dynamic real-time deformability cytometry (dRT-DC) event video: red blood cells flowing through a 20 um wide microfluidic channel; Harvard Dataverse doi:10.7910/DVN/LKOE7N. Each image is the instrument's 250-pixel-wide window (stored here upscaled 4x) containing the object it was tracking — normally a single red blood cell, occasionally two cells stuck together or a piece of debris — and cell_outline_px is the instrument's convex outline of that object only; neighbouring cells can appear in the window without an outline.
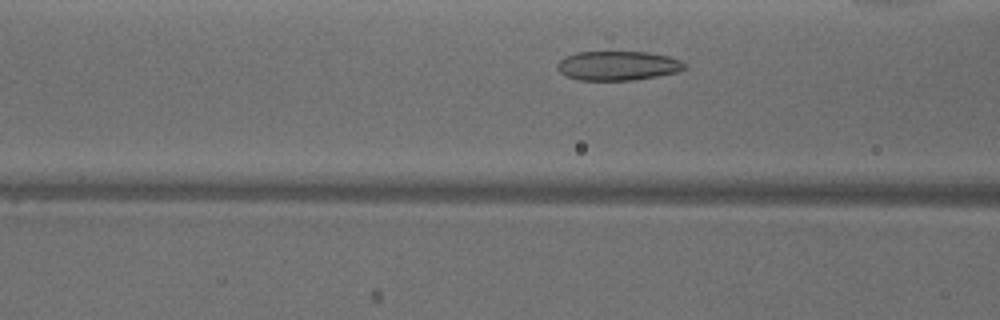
{"species": "common noctule bat (a hibernating species)", "species_latin": "Nyctalus noctula", "temperature_condition": "warm", "stored_images_in_passage": 30, "camera_frame_rate_fps": 3000, "um_per_image_px": 0.085, "animal": {"sex": "male", "body_mass_g": 18.8}, "frame": {"image": 1, "passage_image": 10, "time_ms": 3.0, "image_size_px": [1000, 320], "cell_outline_px": [[684, 68], [680, 72], [632, 80], [576, 80], [564, 76], [556, 68], [556, 64], [564, 56], [576, 52], [648, 52], [668, 56], [680, 60], [684, 64]], "centroid_in_image_um": [52.45, 5.59], "position_along_channel_um": 114.1, "area_um2": 21.85}}
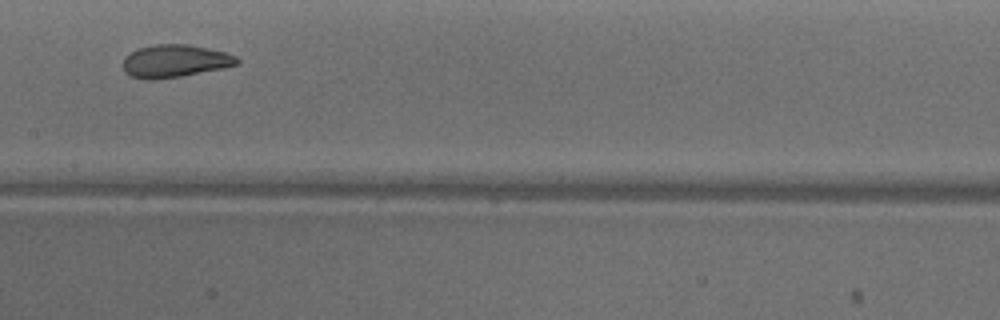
{"frame": {"image": 2, "passage_image": 16, "time_ms": 5.0, "image_size_px": [1000, 320], "cell_outline_px": [[240, 64], [180, 76], [152, 80], [144, 80], [132, 76], [124, 72], [124, 60], [132, 52], [140, 48], [156, 44], [188, 44], [208, 48], [224, 52], [236, 56], [240, 60]], "centroid_in_image_um": [14.88, 5.19], "position_along_channel_um": 192.5, "area_um2": 21.39}}
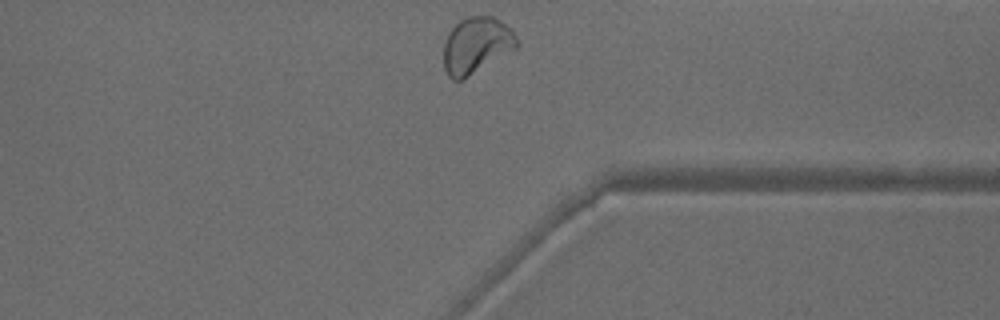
{"frame": {"image": 3, "passage_image": 30, "time_ms": 9.667, "image_size_px": [1000, 320], "cell_outline_px": [[520, 44], [516, 48], [464, 80], [452, 80], [448, 76], [444, 68], [444, 44], [448, 32], [460, 20], [468, 16], [492, 16], [504, 24], [520, 40]], "centroid_in_image_um": [40.48, 3.87], "position_along_channel_um": 370.9, "area_um2": 24.04}, "authors_computed_cell_mechanics": {"area_um2": 21.7906, "velocity_mm_per_s": 3.9045, "shape_relaxation_time_tau1_ms": 4.6825, "shape_relaxation_time_tau2_ms": 1.04, "deformation_change_tau1": 0.1471, "deformation_change_tau2": 0.0688}}